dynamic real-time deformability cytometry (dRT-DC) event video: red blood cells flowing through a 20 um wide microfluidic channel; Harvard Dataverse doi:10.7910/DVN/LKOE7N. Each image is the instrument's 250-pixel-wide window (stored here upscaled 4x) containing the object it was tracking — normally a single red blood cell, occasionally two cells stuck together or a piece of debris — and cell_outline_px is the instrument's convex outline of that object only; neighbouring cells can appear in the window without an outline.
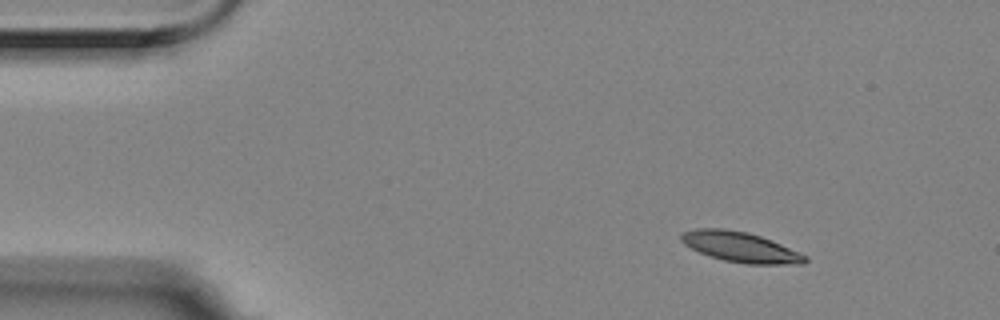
{"species": "Egyptian fruit bat (a non-hibernating species)", "species_latin": "Rousettus aegyptiacus", "temperature_condition": "room temperature", "stored_images_in_passage": 10, "camera_frame_rate_fps": 3000, "um_per_image_px": 0.085, "animal": {"sex": "female"}, "frame": {"image": 1, "passage_image": 1, "time_ms": 0.0, "image_size_px": [1000, 320], "cell_outline_px": [[808, 260], [804, 264], [748, 264], [724, 260], [700, 252], [684, 244], [680, 240], [680, 236], [684, 232], [696, 228], [724, 228], [748, 232], [772, 240], [808, 256]], "centroid_in_image_um": [62.97, 20.99], "position_along_channel_um": 22.0, "area_um2": 21.73}}
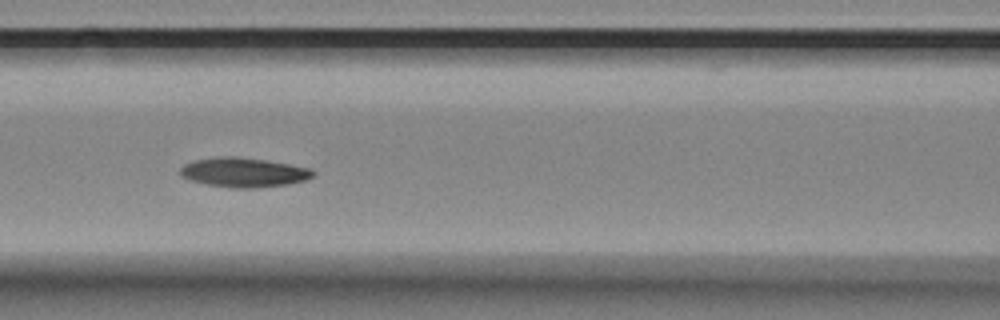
{"frame": {"image": 2, "passage_image": 6, "time_ms": 1.667, "image_size_px": [1000, 320], "cell_outline_px": [[316, 172], [312, 176], [304, 180], [288, 184], [256, 188], [232, 188], [208, 184], [192, 180], [180, 176], [180, 168], [184, 164], [192, 160], [220, 156], [232, 156], [264, 160], [312, 168]], "centroid_in_image_um": [20.7, 14.65], "position_along_channel_um": 145.9, "area_um2": 22.72}}
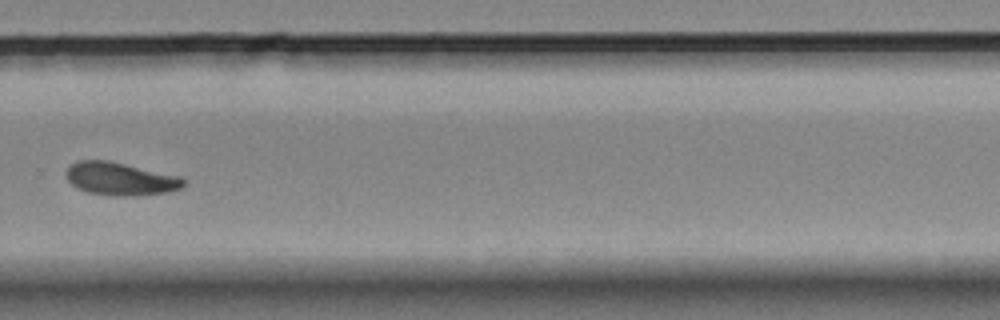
{"frame": {"image": 3, "passage_image": 10, "time_ms": 3.0, "image_size_px": [1000, 320], "cell_outline_px": [[184, 184], [180, 188], [168, 192], [136, 196], [116, 196], [88, 192], [76, 188], [68, 180], [68, 168], [76, 160], [108, 160], [180, 176], [184, 180]], "centroid_in_image_um": [10.24, 15.2], "position_along_channel_um": 319.6, "area_um2": 22.37}}